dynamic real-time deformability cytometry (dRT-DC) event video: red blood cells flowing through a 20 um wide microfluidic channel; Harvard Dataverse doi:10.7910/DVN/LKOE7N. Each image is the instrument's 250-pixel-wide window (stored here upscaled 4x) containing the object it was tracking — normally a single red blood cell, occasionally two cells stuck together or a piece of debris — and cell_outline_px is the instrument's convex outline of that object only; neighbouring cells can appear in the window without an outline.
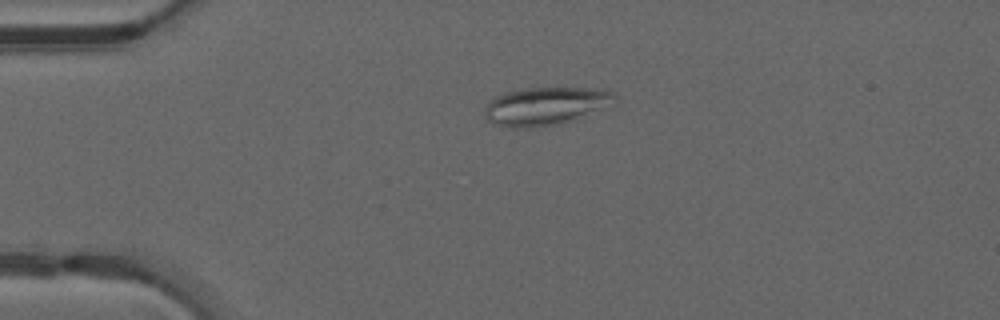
{"species": "common noctule bat (a hibernating species)", "species_latin": "Nyctalus noctula", "temperature_condition": "warm", "stored_images_in_passage": 12, "camera_frame_rate_fps": 3000, "um_per_image_px": 0.085, "animal": {"sex": "male", "forearm_length_mm": 52.5}, "frame": {"image": 1, "passage_image": 7, "time_ms": 2.0, "image_size_px": [1000, 320], "cell_outline_px": [[616, 104], [556, 124], [536, 128], [512, 128], [488, 120], [484, 116], [484, 108], [488, 100], [496, 96], [508, 92], [524, 88], [604, 88], [612, 92], [616, 96]], "centroid_in_image_um": [46.38, 9.0], "position_along_channel_um": 38.6, "area_um2": 28.73}}